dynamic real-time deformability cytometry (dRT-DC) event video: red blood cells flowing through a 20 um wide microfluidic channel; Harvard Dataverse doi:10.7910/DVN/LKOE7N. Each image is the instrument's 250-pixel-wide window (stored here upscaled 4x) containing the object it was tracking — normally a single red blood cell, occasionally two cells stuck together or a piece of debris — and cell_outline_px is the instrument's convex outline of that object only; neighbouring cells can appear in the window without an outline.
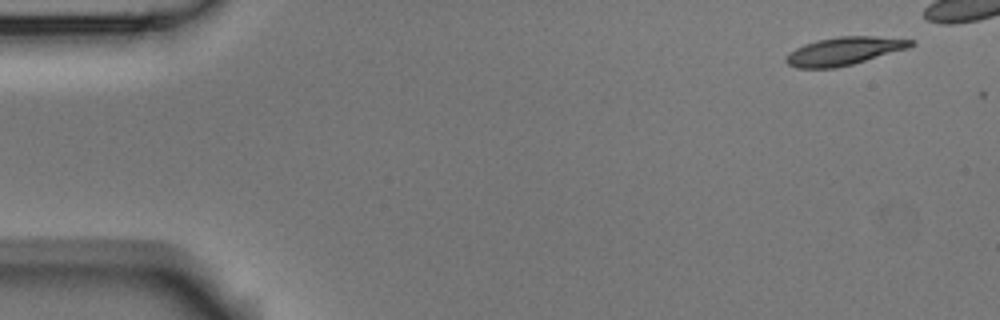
{"species": "Egyptian fruit bat (a non-hibernating species)", "species_latin": "Rousettus aegyptiacus", "temperature_condition": "room temperature", "stored_images_in_passage": 6, "camera_frame_rate_fps": 3000, "um_per_image_px": 0.085, "animal": {"sex": "male"}, "frame": {"image": 1, "passage_image": 1, "time_ms": 0.0, "image_size_px": [1000, 320], "cell_outline_px": [[916, 44], [908, 48], [852, 64], [836, 68], [796, 68], [788, 64], [784, 60], [796, 48], [804, 44], [816, 40], [840, 36], [876, 36], [916, 40]], "centroid_in_image_um": [71.78, 4.33], "position_along_channel_um": 13.2, "area_um2": 20.29}}
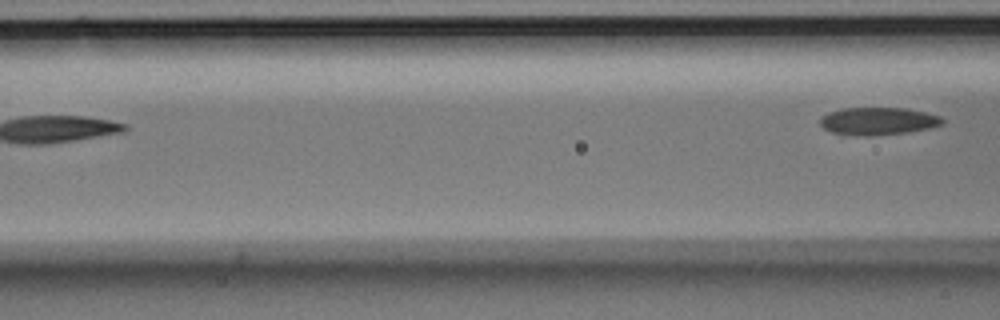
{"frame": {"image": 2, "passage_image": 6, "time_ms": 1.667, "image_size_px": [1000, 320], "cell_outline_px": [[944, 120], [940, 124], [928, 128], [908, 132], [868, 136], [840, 136], [824, 128], [820, 124], [820, 116], [828, 112], [840, 108], [904, 108], [928, 112], [940, 116]], "centroid_in_image_um": [74.56, 10.3], "position_along_channel_um": 92.0, "area_um2": 19.94}}